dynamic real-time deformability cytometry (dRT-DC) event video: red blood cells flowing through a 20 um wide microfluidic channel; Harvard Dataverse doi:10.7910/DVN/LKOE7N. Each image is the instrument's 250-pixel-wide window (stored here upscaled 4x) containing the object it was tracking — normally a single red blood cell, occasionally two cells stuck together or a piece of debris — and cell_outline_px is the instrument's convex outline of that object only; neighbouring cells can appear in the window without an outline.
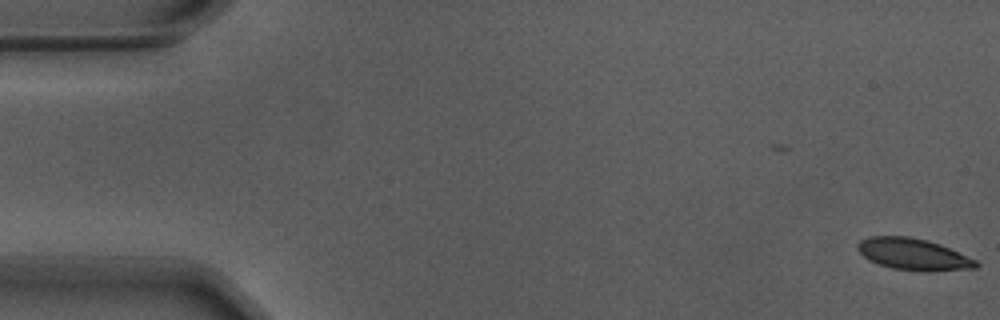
{"species": "Egyptian fruit bat (a non-hibernating species)", "species_latin": "Rousettus aegyptiacus", "temperature_condition": "warm", "stored_images_in_passage": 2, "camera_frame_rate_fps": 3000, "um_per_image_px": 0.085, "animal": {"sex": "male"}, "frame": {"image": 1, "passage_image": 2, "time_ms": 0.333, "image_size_px": [1000, 320], "cell_outline_px": [[980, 264], [976, 268], [932, 272], [928, 272], [892, 268], [868, 260], [856, 248], [856, 244], [860, 240], [868, 236], [908, 236], [928, 240], [940, 244], [976, 260]], "centroid_in_image_um": [77.63, 21.61], "position_along_channel_um": 7.4, "area_um2": 21.96}}